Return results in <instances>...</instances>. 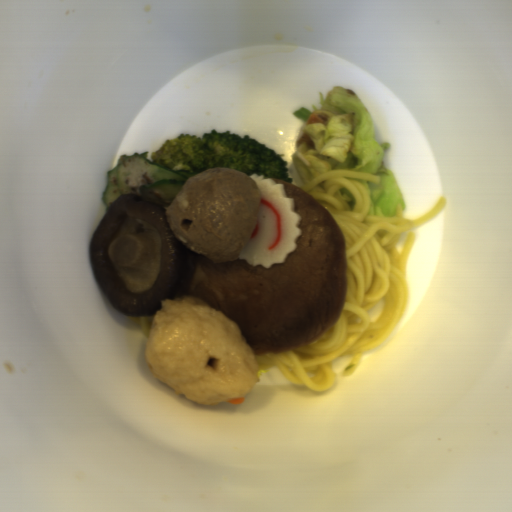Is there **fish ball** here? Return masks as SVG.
I'll list each match as a JSON object with an SVG mask.
<instances>
[{
    "instance_id": "29854b86",
    "label": "fish ball",
    "mask_w": 512,
    "mask_h": 512,
    "mask_svg": "<svg viewBox=\"0 0 512 512\" xmlns=\"http://www.w3.org/2000/svg\"><path fill=\"white\" fill-rule=\"evenodd\" d=\"M160 301L144 347L155 379L209 407L242 397L260 382L249 339L223 311L187 294Z\"/></svg>"
}]
</instances>
